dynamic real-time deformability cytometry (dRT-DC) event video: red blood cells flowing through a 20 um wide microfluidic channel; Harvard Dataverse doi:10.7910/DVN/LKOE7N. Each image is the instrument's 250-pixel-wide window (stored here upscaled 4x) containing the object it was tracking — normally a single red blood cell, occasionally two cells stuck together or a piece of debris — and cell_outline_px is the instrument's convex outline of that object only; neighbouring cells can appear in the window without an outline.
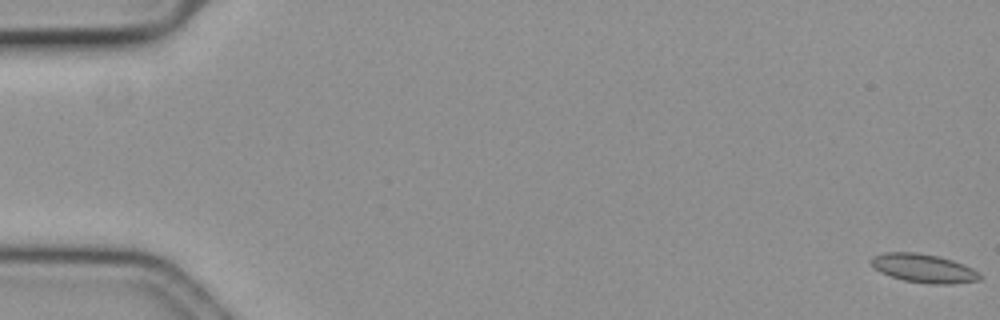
{"species": "common noctule bat (a hibernating species)", "species_latin": "Nyctalus noctula", "temperature_condition": "cold", "stored_images_in_passage": 60, "camera_frame_rate_fps": 3000, "um_per_image_px": 0.085, "animal": {"sex": "female", "body_mass_g": 19.3, "forearm_length_mm": 54.1}, "frame": {"image": 1, "passage_image": 1, "time_ms": 0.0, "image_size_px": [1000, 320], "cell_outline_px": [[984, 276], [980, 280], [952, 284], [932, 284], [904, 280], [880, 272], [872, 264], [872, 256], [884, 252], [916, 252], [940, 256], [964, 264], [980, 272]], "centroid_in_image_um": [78.58, 22.8], "position_along_channel_um": 6.4, "area_um2": 18.21}}
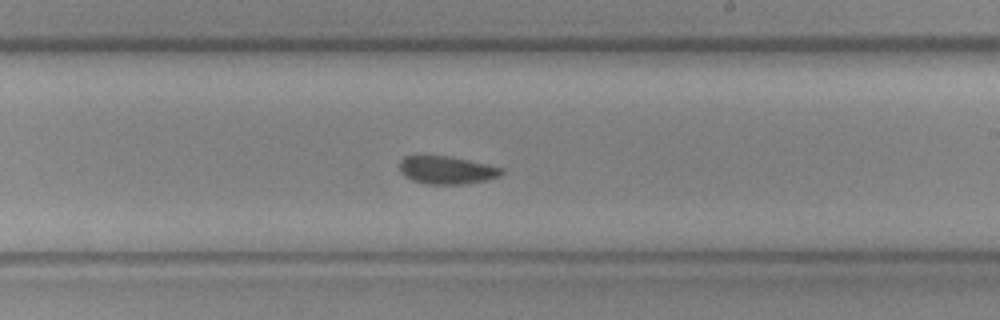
{"frame": {"image": 2, "passage_image": 36, "time_ms": 11.667, "image_size_px": [1000, 320], "cell_outline_px": [[504, 172], [500, 176], [484, 180], [464, 184], [424, 184], [412, 180], [404, 176], [400, 172], [400, 160], [404, 156], [416, 152], [448, 156], [468, 160], [504, 168]], "centroid_in_image_um": [37.88, 14.41], "position_along_channel_um": 251.1, "area_um2": 17.17}}
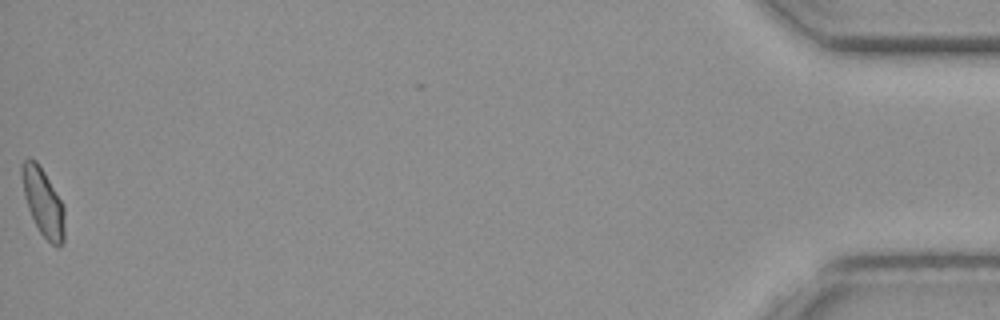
{"frame": {"image": 3, "passage_image": 60, "time_ms": 19.667, "image_size_px": [1000, 320], "cell_outline_px": [[64, 240], [60, 248], [56, 248], [40, 232], [28, 208], [24, 196], [20, 172], [20, 168], [24, 160], [36, 160], [44, 172], [64, 204]], "centroid_in_image_um": [3.68, 17.21], "position_along_channel_um": 431.5, "area_um2": 16.82}, "authors_computed_cell_mechanics": {"area_um2": 17.2822, "velocity_mm_per_s": 3.5584, "shape_relaxation_time_tau1_ms": 6.1467, "shape_relaxation_time_tau2_ms": 3.284, "deformation_change_tau1": 0.0542, "deformation_change_tau2": 0.0712}}